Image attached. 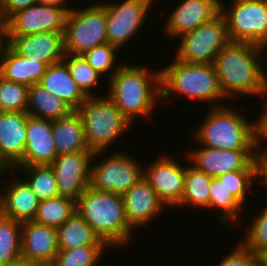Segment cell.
Returning a JSON list of instances; mask_svg holds the SVG:
<instances>
[{"mask_svg":"<svg viewBox=\"0 0 267 266\" xmlns=\"http://www.w3.org/2000/svg\"><path fill=\"white\" fill-rule=\"evenodd\" d=\"M263 51L255 44L229 42L216 55L213 66L225 98L233 93L264 96L265 66L258 60Z\"/></svg>","mask_w":267,"mask_h":266,"instance_id":"cell-1","label":"cell"},{"mask_svg":"<svg viewBox=\"0 0 267 266\" xmlns=\"http://www.w3.org/2000/svg\"><path fill=\"white\" fill-rule=\"evenodd\" d=\"M121 65L110 75L111 84L106 95L132 125L137 116L148 118L156 100L161 98L160 71L154 73L144 66Z\"/></svg>","mask_w":267,"mask_h":266,"instance_id":"cell-2","label":"cell"},{"mask_svg":"<svg viewBox=\"0 0 267 266\" xmlns=\"http://www.w3.org/2000/svg\"><path fill=\"white\" fill-rule=\"evenodd\" d=\"M76 212L108 247L124 246L133 228L128 224L122 195L88 187L75 201Z\"/></svg>","mask_w":267,"mask_h":266,"instance_id":"cell-3","label":"cell"},{"mask_svg":"<svg viewBox=\"0 0 267 266\" xmlns=\"http://www.w3.org/2000/svg\"><path fill=\"white\" fill-rule=\"evenodd\" d=\"M160 70L161 97L169 98L180 93L194 100L208 102L225 98L213 64L179 61ZM172 94V95H171Z\"/></svg>","mask_w":267,"mask_h":266,"instance_id":"cell-4","label":"cell"},{"mask_svg":"<svg viewBox=\"0 0 267 266\" xmlns=\"http://www.w3.org/2000/svg\"><path fill=\"white\" fill-rule=\"evenodd\" d=\"M212 107L193 134L202 146L222 150L255 149L254 122L250 123L235 108L223 104Z\"/></svg>","mask_w":267,"mask_h":266,"instance_id":"cell-5","label":"cell"},{"mask_svg":"<svg viewBox=\"0 0 267 266\" xmlns=\"http://www.w3.org/2000/svg\"><path fill=\"white\" fill-rule=\"evenodd\" d=\"M76 111L82 119L86 144L93 152L112 146L131 124L107 95L87 97Z\"/></svg>","mask_w":267,"mask_h":266,"instance_id":"cell-6","label":"cell"},{"mask_svg":"<svg viewBox=\"0 0 267 266\" xmlns=\"http://www.w3.org/2000/svg\"><path fill=\"white\" fill-rule=\"evenodd\" d=\"M108 43L106 10L101 4L81 9L71 8L64 27L66 54L82 55L93 47Z\"/></svg>","mask_w":267,"mask_h":266,"instance_id":"cell-7","label":"cell"},{"mask_svg":"<svg viewBox=\"0 0 267 266\" xmlns=\"http://www.w3.org/2000/svg\"><path fill=\"white\" fill-rule=\"evenodd\" d=\"M220 1L230 42L267 46V0H233L230 10Z\"/></svg>","mask_w":267,"mask_h":266,"instance_id":"cell-8","label":"cell"},{"mask_svg":"<svg viewBox=\"0 0 267 266\" xmlns=\"http://www.w3.org/2000/svg\"><path fill=\"white\" fill-rule=\"evenodd\" d=\"M175 59L189 63L213 64L230 40L225 18L219 12L210 21L181 36Z\"/></svg>","mask_w":267,"mask_h":266,"instance_id":"cell-9","label":"cell"},{"mask_svg":"<svg viewBox=\"0 0 267 266\" xmlns=\"http://www.w3.org/2000/svg\"><path fill=\"white\" fill-rule=\"evenodd\" d=\"M127 153L115 152L92 167L89 186L123 195L144 177L143 167Z\"/></svg>","mask_w":267,"mask_h":266,"instance_id":"cell-10","label":"cell"},{"mask_svg":"<svg viewBox=\"0 0 267 266\" xmlns=\"http://www.w3.org/2000/svg\"><path fill=\"white\" fill-rule=\"evenodd\" d=\"M155 0H124L121 3L102 5L106 10L108 43L118 50L124 46L142 27L152 3Z\"/></svg>","mask_w":267,"mask_h":266,"instance_id":"cell-11","label":"cell"},{"mask_svg":"<svg viewBox=\"0 0 267 266\" xmlns=\"http://www.w3.org/2000/svg\"><path fill=\"white\" fill-rule=\"evenodd\" d=\"M103 151H79L57 156L50 164L53 168L59 193L76 201L89 187L91 161L101 155Z\"/></svg>","mask_w":267,"mask_h":266,"instance_id":"cell-12","label":"cell"},{"mask_svg":"<svg viewBox=\"0 0 267 266\" xmlns=\"http://www.w3.org/2000/svg\"><path fill=\"white\" fill-rule=\"evenodd\" d=\"M70 7L37 3L14 13L8 19L9 36L34 33H64L65 19Z\"/></svg>","mask_w":267,"mask_h":266,"instance_id":"cell-13","label":"cell"},{"mask_svg":"<svg viewBox=\"0 0 267 266\" xmlns=\"http://www.w3.org/2000/svg\"><path fill=\"white\" fill-rule=\"evenodd\" d=\"M255 149L222 150L203 146V148L187 153L189 161L197 170L211 177L235 172L238 170H254L253 154Z\"/></svg>","mask_w":267,"mask_h":266,"instance_id":"cell-14","label":"cell"},{"mask_svg":"<svg viewBox=\"0 0 267 266\" xmlns=\"http://www.w3.org/2000/svg\"><path fill=\"white\" fill-rule=\"evenodd\" d=\"M144 178L167 206L177 207L184 194L186 168L170 156H162L144 169Z\"/></svg>","mask_w":267,"mask_h":266,"instance_id":"cell-15","label":"cell"},{"mask_svg":"<svg viewBox=\"0 0 267 266\" xmlns=\"http://www.w3.org/2000/svg\"><path fill=\"white\" fill-rule=\"evenodd\" d=\"M27 112H0V169L17 168L26 145Z\"/></svg>","mask_w":267,"mask_h":266,"instance_id":"cell-16","label":"cell"},{"mask_svg":"<svg viewBox=\"0 0 267 266\" xmlns=\"http://www.w3.org/2000/svg\"><path fill=\"white\" fill-rule=\"evenodd\" d=\"M57 229L34 220L21 222V257L51 266L57 256Z\"/></svg>","mask_w":267,"mask_h":266,"instance_id":"cell-17","label":"cell"},{"mask_svg":"<svg viewBox=\"0 0 267 266\" xmlns=\"http://www.w3.org/2000/svg\"><path fill=\"white\" fill-rule=\"evenodd\" d=\"M10 46L21 56L48 66L63 61L64 33L43 32L24 36H9Z\"/></svg>","mask_w":267,"mask_h":266,"instance_id":"cell-18","label":"cell"},{"mask_svg":"<svg viewBox=\"0 0 267 266\" xmlns=\"http://www.w3.org/2000/svg\"><path fill=\"white\" fill-rule=\"evenodd\" d=\"M56 157L52 121L28 114L23 161L18 166L50 165Z\"/></svg>","mask_w":267,"mask_h":266,"instance_id":"cell-19","label":"cell"},{"mask_svg":"<svg viewBox=\"0 0 267 266\" xmlns=\"http://www.w3.org/2000/svg\"><path fill=\"white\" fill-rule=\"evenodd\" d=\"M219 12L220 0H183L170 13L165 30L169 36L180 38L210 21Z\"/></svg>","mask_w":267,"mask_h":266,"instance_id":"cell-20","label":"cell"},{"mask_svg":"<svg viewBox=\"0 0 267 266\" xmlns=\"http://www.w3.org/2000/svg\"><path fill=\"white\" fill-rule=\"evenodd\" d=\"M122 197L128 224L133 229L139 228L141 225L146 226L163 210V205L165 206L144 177L126 191Z\"/></svg>","mask_w":267,"mask_h":266,"instance_id":"cell-21","label":"cell"},{"mask_svg":"<svg viewBox=\"0 0 267 266\" xmlns=\"http://www.w3.org/2000/svg\"><path fill=\"white\" fill-rule=\"evenodd\" d=\"M14 181L4 194H0V213L19 222L34 220L40 204L39 198L26 180L20 178V181Z\"/></svg>","mask_w":267,"mask_h":266,"instance_id":"cell-22","label":"cell"},{"mask_svg":"<svg viewBox=\"0 0 267 266\" xmlns=\"http://www.w3.org/2000/svg\"><path fill=\"white\" fill-rule=\"evenodd\" d=\"M39 84L61 98L73 111H76L87 98L71 77L64 61L49 65Z\"/></svg>","mask_w":267,"mask_h":266,"instance_id":"cell-23","label":"cell"},{"mask_svg":"<svg viewBox=\"0 0 267 266\" xmlns=\"http://www.w3.org/2000/svg\"><path fill=\"white\" fill-rule=\"evenodd\" d=\"M47 67L46 63L21 56L10 45L0 58V76L28 87L39 83Z\"/></svg>","mask_w":267,"mask_h":266,"instance_id":"cell-24","label":"cell"},{"mask_svg":"<svg viewBox=\"0 0 267 266\" xmlns=\"http://www.w3.org/2000/svg\"><path fill=\"white\" fill-rule=\"evenodd\" d=\"M57 156L90 150L86 144L82 119L77 111L52 121Z\"/></svg>","mask_w":267,"mask_h":266,"instance_id":"cell-25","label":"cell"},{"mask_svg":"<svg viewBox=\"0 0 267 266\" xmlns=\"http://www.w3.org/2000/svg\"><path fill=\"white\" fill-rule=\"evenodd\" d=\"M73 110L61 99L39 83L29 87L26 112L33 117L57 120L68 116Z\"/></svg>","mask_w":267,"mask_h":266,"instance_id":"cell-26","label":"cell"},{"mask_svg":"<svg viewBox=\"0 0 267 266\" xmlns=\"http://www.w3.org/2000/svg\"><path fill=\"white\" fill-rule=\"evenodd\" d=\"M59 250L74 249L86 245H107L94 233L92 227L75 211L57 229Z\"/></svg>","mask_w":267,"mask_h":266,"instance_id":"cell-27","label":"cell"},{"mask_svg":"<svg viewBox=\"0 0 267 266\" xmlns=\"http://www.w3.org/2000/svg\"><path fill=\"white\" fill-rule=\"evenodd\" d=\"M75 211V201L60 195L40 201L34 221L58 229Z\"/></svg>","mask_w":267,"mask_h":266,"instance_id":"cell-28","label":"cell"},{"mask_svg":"<svg viewBox=\"0 0 267 266\" xmlns=\"http://www.w3.org/2000/svg\"><path fill=\"white\" fill-rule=\"evenodd\" d=\"M211 178V176L193 166L186 167L184 194L178 206L186 204L190 206L192 204L193 207L209 209Z\"/></svg>","mask_w":267,"mask_h":266,"instance_id":"cell-29","label":"cell"},{"mask_svg":"<svg viewBox=\"0 0 267 266\" xmlns=\"http://www.w3.org/2000/svg\"><path fill=\"white\" fill-rule=\"evenodd\" d=\"M21 258V222L0 213V266Z\"/></svg>","mask_w":267,"mask_h":266,"instance_id":"cell-30","label":"cell"},{"mask_svg":"<svg viewBox=\"0 0 267 266\" xmlns=\"http://www.w3.org/2000/svg\"><path fill=\"white\" fill-rule=\"evenodd\" d=\"M209 208L221 209L222 216L220 215L219 222L223 224L231 222L232 219L236 220L237 215L244 209L243 204L229 192L225 186L224 179H218L217 177L211 178L209 186ZM239 212V213H238Z\"/></svg>","mask_w":267,"mask_h":266,"instance_id":"cell-31","label":"cell"},{"mask_svg":"<svg viewBox=\"0 0 267 266\" xmlns=\"http://www.w3.org/2000/svg\"><path fill=\"white\" fill-rule=\"evenodd\" d=\"M27 171L28 177L24 179L32 188L33 193L39 198L40 201L47 200L60 196L56 174L50 165H28L17 166ZM26 170V171H25Z\"/></svg>","mask_w":267,"mask_h":266,"instance_id":"cell-32","label":"cell"},{"mask_svg":"<svg viewBox=\"0 0 267 266\" xmlns=\"http://www.w3.org/2000/svg\"><path fill=\"white\" fill-rule=\"evenodd\" d=\"M69 58V59H68ZM63 61L67 64L71 77L86 97L94 96L92 87L100 82V74L82 55L65 54Z\"/></svg>","mask_w":267,"mask_h":266,"instance_id":"cell-33","label":"cell"},{"mask_svg":"<svg viewBox=\"0 0 267 266\" xmlns=\"http://www.w3.org/2000/svg\"><path fill=\"white\" fill-rule=\"evenodd\" d=\"M108 245H86L59 250L51 266H96Z\"/></svg>","mask_w":267,"mask_h":266,"instance_id":"cell-34","label":"cell"},{"mask_svg":"<svg viewBox=\"0 0 267 266\" xmlns=\"http://www.w3.org/2000/svg\"><path fill=\"white\" fill-rule=\"evenodd\" d=\"M29 87L0 76V112H26Z\"/></svg>","mask_w":267,"mask_h":266,"instance_id":"cell-35","label":"cell"},{"mask_svg":"<svg viewBox=\"0 0 267 266\" xmlns=\"http://www.w3.org/2000/svg\"><path fill=\"white\" fill-rule=\"evenodd\" d=\"M252 220L245 240L241 243L249 250L258 254L267 248V206ZM244 242V243H243Z\"/></svg>","mask_w":267,"mask_h":266,"instance_id":"cell-36","label":"cell"},{"mask_svg":"<svg viewBox=\"0 0 267 266\" xmlns=\"http://www.w3.org/2000/svg\"><path fill=\"white\" fill-rule=\"evenodd\" d=\"M224 179L225 186L243 205L249 188L254 184V170H238L217 177Z\"/></svg>","mask_w":267,"mask_h":266,"instance_id":"cell-37","label":"cell"},{"mask_svg":"<svg viewBox=\"0 0 267 266\" xmlns=\"http://www.w3.org/2000/svg\"><path fill=\"white\" fill-rule=\"evenodd\" d=\"M118 49L109 43L96 46L86 51L82 56L100 74H107L114 67L115 52Z\"/></svg>","mask_w":267,"mask_h":266,"instance_id":"cell-38","label":"cell"},{"mask_svg":"<svg viewBox=\"0 0 267 266\" xmlns=\"http://www.w3.org/2000/svg\"><path fill=\"white\" fill-rule=\"evenodd\" d=\"M218 264V266H259V256L240 242L236 249Z\"/></svg>","mask_w":267,"mask_h":266,"instance_id":"cell-39","label":"cell"},{"mask_svg":"<svg viewBox=\"0 0 267 266\" xmlns=\"http://www.w3.org/2000/svg\"><path fill=\"white\" fill-rule=\"evenodd\" d=\"M258 149V150H257ZM264 149V150H262ZM261 151V152H260ZM253 165H254V176L255 181L257 178L260 181V184H265V187L267 186V148H261L259 149V146L255 147V151L253 154Z\"/></svg>","mask_w":267,"mask_h":266,"instance_id":"cell-40","label":"cell"},{"mask_svg":"<svg viewBox=\"0 0 267 266\" xmlns=\"http://www.w3.org/2000/svg\"><path fill=\"white\" fill-rule=\"evenodd\" d=\"M37 3L38 0H0V14L8 20L17 11Z\"/></svg>","mask_w":267,"mask_h":266,"instance_id":"cell-41","label":"cell"},{"mask_svg":"<svg viewBox=\"0 0 267 266\" xmlns=\"http://www.w3.org/2000/svg\"><path fill=\"white\" fill-rule=\"evenodd\" d=\"M263 108L264 110L254 123L255 145L259 147L262 145V139H264V141H267V102Z\"/></svg>","mask_w":267,"mask_h":266,"instance_id":"cell-42","label":"cell"},{"mask_svg":"<svg viewBox=\"0 0 267 266\" xmlns=\"http://www.w3.org/2000/svg\"><path fill=\"white\" fill-rule=\"evenodd\" d=\"M4 37L9 38V30H8V20H6L0 14V58L6 52L8 46L10 45L9 39L4 41Z\"/></svg>","mask_w":267,"mask_h":266,"instance_id":"cell-43","label":"cell"},{"mask_svg":"<svg viewBox=\"0 0 267 266\" xmlns=\"http://www.w3.org/2000/svg\"><path fill=\"white\" fill-rule=\"evenodd\" d=\"M6 266H46V265L38 263V262L30 261V260H27L21 257L15 261H12Z\"/></svg>","mask_w":267,"mask_h":266,"instance_id":"cell-44","label":"cell"},{"mask_svg":"<svg viewBox=\"0 0 267 266\" xmlns=\"http://www.w3.org/2000/svg\"><path fill=\"white\" fill-rule=\"evenodd\" d=\"M65 2H66V0H38V3H41V4H48V5H55V6H60V7H67V6L64 5Z\"/></svg>","mask_w":267,"mask_h":266,"instance_id":"cell-45","label":"cell"},{"mask_svg":"<svg viewBox=\"0 0 267 266\" xmlns=\"http://www.w3.org/2000/svg\"><path fill=\"white\" fill-rule=\"evenodd\" d=\"M259 266H267V248L258 253Z\"/></svg>","mask_w":267,"mask_h":266,"instance_id":"cell-46","label":"cell"},{"mask_svg":"<svg viewBox=\"0 0 267 266\" xmlns=\"http://www.w3.org/2000/svg\"><path fill=\"white\" fill-rule=\"evenodd\" d=\"M263 49L266 51L267 49V46L263 47ZM266 63H267V56H266V59H265ZM265 69H267V66L264 67ZM264 90H265V95H267V72L265 71L264 73Z\"/></svg>","mask_w":267,"mask_h":266,"instance_id":"cell-47","label":"cell"},{"mask_svg":"<svg viewBox=\"0 0 267 266\" xmlns=\"http://www.w3.org/2000/svg\"><path fill=\"white\" fill-rule=\"evenodd\" d=\"M5 172H7V169H6V171L0 169V177L2 176L1 174L2 173L4 174Z\"/></svg>","mask_w":267,"mask_h":266,"instance_id":"cell-48","label":"cell"}]
</instances>
